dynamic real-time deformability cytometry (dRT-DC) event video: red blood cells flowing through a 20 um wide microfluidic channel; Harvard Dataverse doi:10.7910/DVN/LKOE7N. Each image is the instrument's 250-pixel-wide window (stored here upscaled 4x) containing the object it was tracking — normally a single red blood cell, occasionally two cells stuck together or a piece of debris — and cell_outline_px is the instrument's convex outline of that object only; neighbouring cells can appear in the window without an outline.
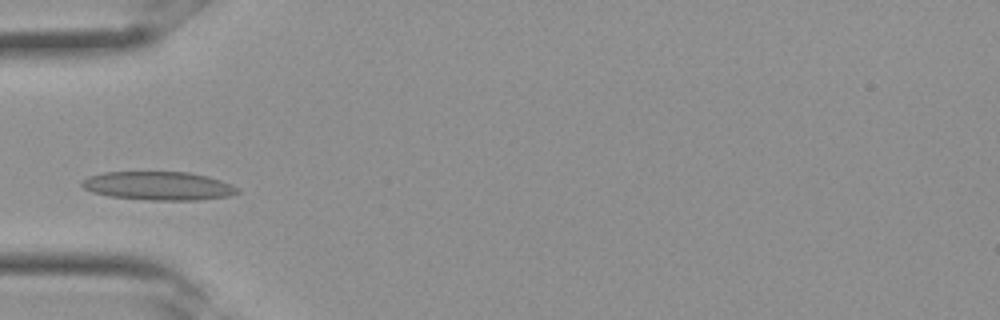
{"species": "Egyptian fruit bat (a non-hibernating species)", "species_latin": "Rousettus aegyptiacus", "temperature_condition": "room temperature", "stored_images_in_passage": 26, "camera_frame_rate_fps": 3000, "um_per_image_px": 0.085, "frame": {"image": 1, "passage_image": 4, "time_ms": 1.0, "image_size_px": [1000, 320], "cell_outline_px": [[240, 192], [228, 196], [196, 200], [152, 200], [108, 196], [92, 192], [84, 188], [80, 184], [80, 180], [88, 176], [104, 172], [188, 172], [208, 176], [232, 184]], "centroid_in_image_um": [13.43, 15.79], "position_along_channel_um": 71.6, "area_um2": 25.89}}
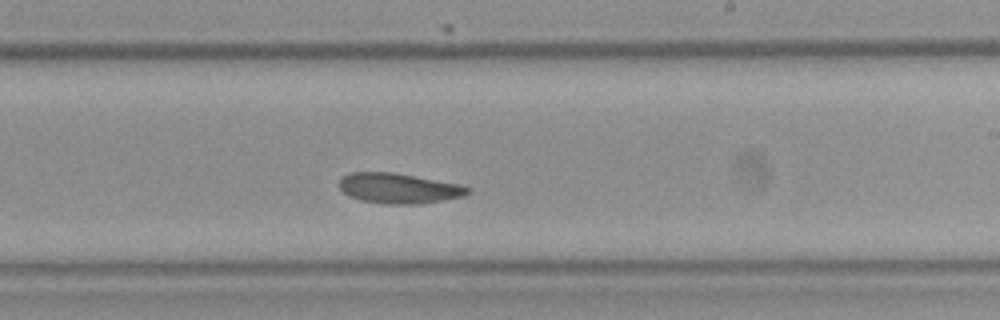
{"frame": {"image": 2, "passage_image": 13, "time_ms": 4.0, "image_size_px": [1000, 320], "cell_outline_px": [[472, 192], [464, 196], [420, 204], [388, 204], [360, 200], [344, 192], [340, 188], [340, 176], [348, 172], [392, 172], [460, 184], [472, 188]], "centroid_in_image_um": [33.92, 16.0], "position_along_channel_um": 255.1, "area_um2": 22.66}}
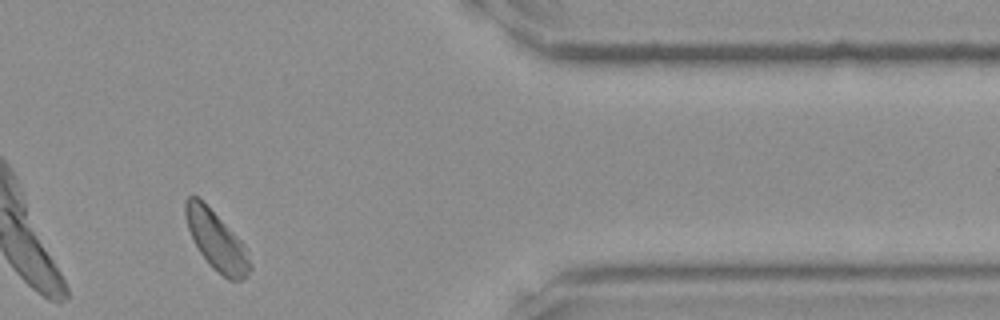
{"frame": {"image": 3, "passage_image": 21, "time_ms": 6.667, "image_size_px": [1000, 320], "cell_outline_px": [[252, 268], [244, 280], [228, 280], [200, 252], [188, 228], [184, 212], [184, 204], [188, 196], [196, 196], [248, 248], [252, 264]], "centroid_in_image_um": [18.45, 20.49], "position_along_channel_um": 393.0, "area_um2": 21.27}}